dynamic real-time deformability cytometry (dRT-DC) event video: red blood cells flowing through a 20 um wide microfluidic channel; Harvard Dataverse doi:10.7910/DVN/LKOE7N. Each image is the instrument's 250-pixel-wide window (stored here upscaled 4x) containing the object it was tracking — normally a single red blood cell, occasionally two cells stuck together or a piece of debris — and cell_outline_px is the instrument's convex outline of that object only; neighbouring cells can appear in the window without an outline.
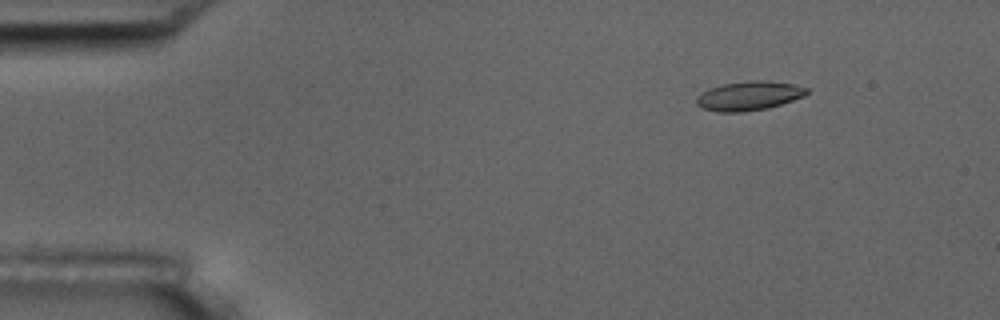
{"species": "common noctule bat (a hibernating species)", "species_latin": "Nyctalus noctula", "temperature_condition": "room temperature", "stored_images_in_passage": 7, "camera_frame_rate_fps": 3000, "um_per_image_px": 0.085, "animal": {"sex": "male", "body_mass_g": 17.5, "forearm_length_mm": 52.3}, "frame": {"image": 1, "passage_image": 3, "time_ms": 2.333, "image_size_px": [1000, 320], "cell_outline_px": [[808, 92], [804, 96], [768, 108], [740, 112], [720, 112], [704, 108], [696, 104], [696, 96], [712, 88], [724, 84], [752, 80], [764, 80], [796, 84], [808, 88]], "centroid_in_image_um": [63.7, 8.14], "position_along_channel_um": 21.3, "area_um2": 18.5}}
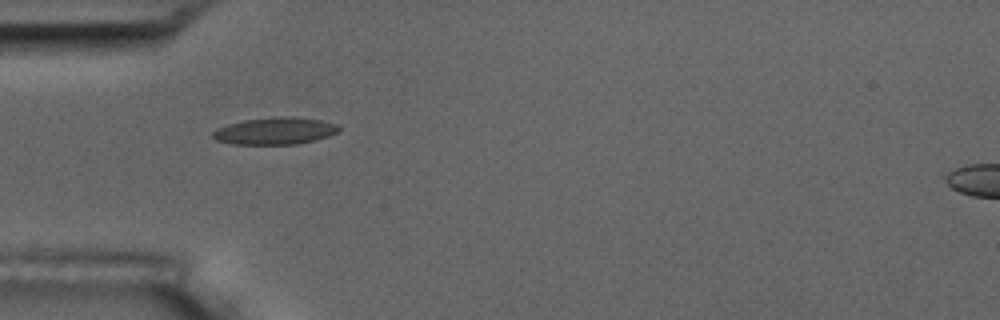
{"frame": {"image": 2, "passage_image": 6, "time_ms": 5.667, "image_size_px": [1000, 320], "cell_outline_px": [[340, 132], [316, 140], [296, 144], [232, 144], [216, 140], [212, 136], [212, 132], [216, 128], [228, 124], [244, 120], [272, 116], [292, 116], [320, 120], [336, 124], [340, 128]], "centroid_in_image_um": [23.38, 11.12], "position_along_channel_um": 61.6, "area_um2": 20.06}}